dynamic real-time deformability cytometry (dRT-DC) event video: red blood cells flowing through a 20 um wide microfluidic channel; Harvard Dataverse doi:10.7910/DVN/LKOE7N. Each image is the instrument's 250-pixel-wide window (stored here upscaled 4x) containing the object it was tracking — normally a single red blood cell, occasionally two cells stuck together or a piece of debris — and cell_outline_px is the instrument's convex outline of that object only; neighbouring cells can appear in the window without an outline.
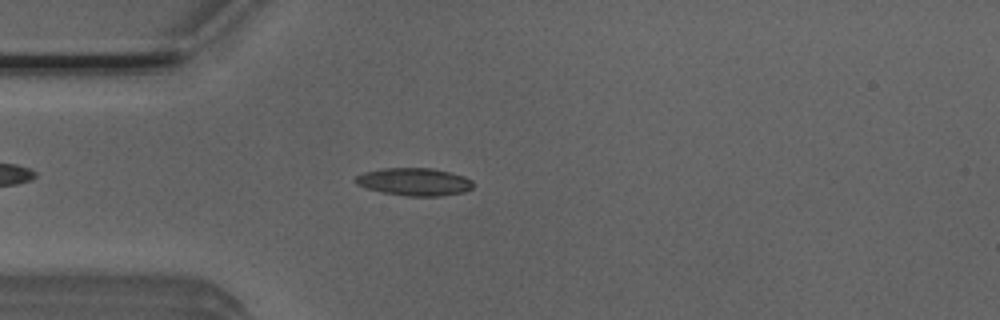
{"species": "Egyptian fruit bat (a non-hibernating species)", "species_latin": "Rousettus aegyptiacus", "temperature_condition": "room temperature", "stored_images_in_passage": 50, "camera_frame_rate_fps": 3000, "um_per_image_px": 0.085, "animal": {"sex": "male"}, "frame": {"image": 1, "passage_image": 12, "time_ms": 3.667, "image_size_px": [1000, 320], "cell_outline_px": [[472, 188], [464, 192], [440, 196], [404, 196], [380, 192], [356, 184], [352, 180], [356, 176], [364, 172], [384, 168], [432, 168], [464, 176], [472, 180]], "centroid_in_image_um": [35.19, 15.46], "position_along_channel_um": 49.8, "area_um2": 19.02}}
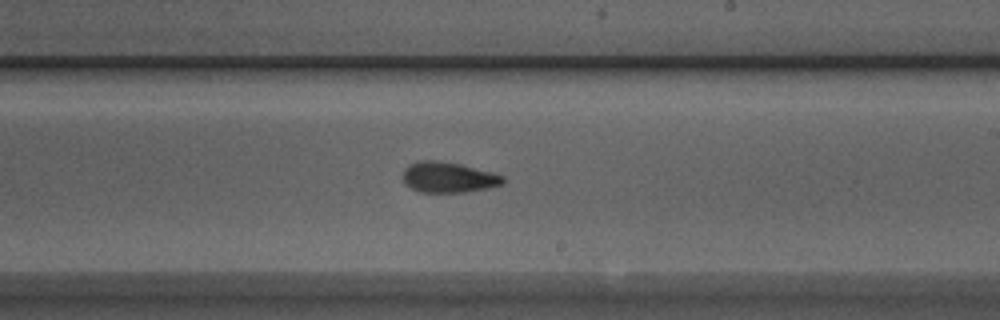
{"frame": {"image": 2, "passage_image": 28, "time_ms": 9.0, "image_size_px": [1000, 320], "cell_outline_px": [[504, 180], [500, 184], [488, 188], [464, 192], [420, 192], [404, 184], [404, 168], [408, 164], [420, 160], [432, 160], [460, 164], [504, 176]], "centroid_in_image_um": [38.06, 15.07], "position_along_channel_um": 250.9, "area_um2": 17.57}}
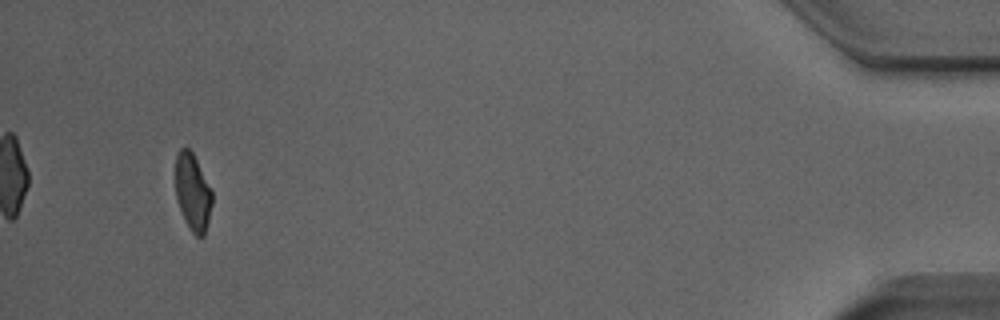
{"frame": {"image": 3, "passage_image": 47, "time_ms": 15.333, "image_size_px": [1000, 320], "cell_outline_px": [[212, 204], [204, 236], [196, 236], [192, 232], [184, 220], [176, 200], [176, 152], [180, 148], [188, 148], [192, 152], [212, 192]], "centroid_in_image_um": [16.36, 16.35], "position_along_channel_um": 418.8, "area_um2": 16.24}, "authors_computed_cell_mechanics": {"area_um2": 17.6579, "velocity_mm_per_s": 3.9392, "shape_relaxation_time_tau1_ms": 4.1602, "shape_relaxation_time_tau2_ms": 2.6471, "deformation_change_tau1": 0.1581, "deformation_change_tau2": 0.0949}}